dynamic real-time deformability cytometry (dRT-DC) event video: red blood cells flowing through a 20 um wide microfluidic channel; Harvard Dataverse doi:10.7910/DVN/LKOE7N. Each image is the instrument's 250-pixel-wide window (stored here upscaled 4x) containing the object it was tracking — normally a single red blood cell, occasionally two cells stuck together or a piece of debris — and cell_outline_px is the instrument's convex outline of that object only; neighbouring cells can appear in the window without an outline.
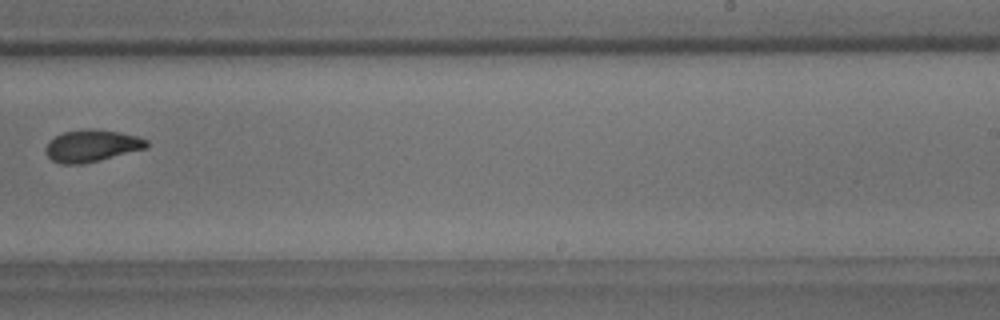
{"species": "common noctule bat (a hibernating species)", "species_latin": "Nyctalus noctula", "temperature_condition": "room temperature", "stored_images_in_passage": 10, "camera_frame_rate_fps": 3000, "um_per_image_px": 0.085, "animal": {"sex": "male", "body_mass_g": 18.8}, "frame": {"image": 1, "passage_image": 10, "time_ms": 11.0, "image_size_px": [1000, 320], "cell_outline_px": [[148, 148], [100, 160], [80, 164], [60, 164], [52, 160], [44, 152], [44, 148], [56, 136], [64, 132], [88, 128], [92, 128], [120, 132], [136, 136], [148, 140]], "centroid_in_image_um": [7.81, 12.39], "position_along_channel_um": 281.2, "area_um2": 18.84}}